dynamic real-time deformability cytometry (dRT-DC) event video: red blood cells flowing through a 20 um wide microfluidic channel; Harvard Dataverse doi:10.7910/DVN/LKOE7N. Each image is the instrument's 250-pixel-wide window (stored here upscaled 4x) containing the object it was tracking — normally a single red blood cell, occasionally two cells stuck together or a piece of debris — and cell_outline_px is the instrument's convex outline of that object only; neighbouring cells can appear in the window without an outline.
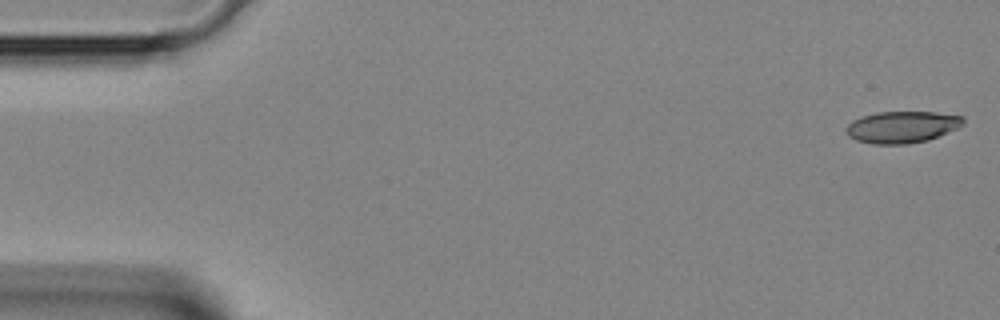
{"species": "Egyptian fruit bat (a non-hibernating species)", "species_latin": "Rousettus aegyptiacus", "temperature_condition": "room temperature", "stored_images_in_passage": 43, "camera_frame_rate_fps": 3000, "um_per_image_px": 0.085, "animal": {"sex": "female"}, "frame": {"image": 1, "passage_image": 1, "time_ms": 0.0, "image_size_px": [1000, 320], "cell_outline_px": [[964, 124], [956, 128], [928, 140], [908, 144], [872, 144], [856, 140], [848, 136], [844, 128], [852, 120], [860, 116], [876, 112], [936, 112], [964, 116]], "centroid_in_image_um": [76.63, 10.79], "position_along_channel_um": 8.4, "area_um2": 21.79}}
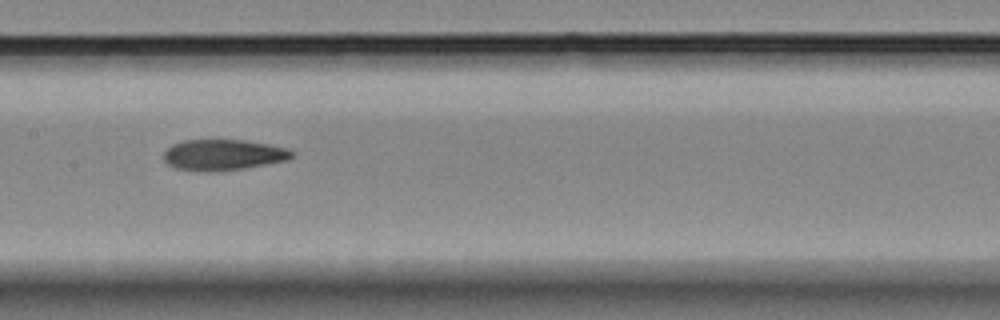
{"frame": {"image": 2, "passage_image": 21, "time_ms": 6.667, "image_size_px": [1000, 320], "cell_outline_px": [[296, 156], [288, 160], [244, 168], [216, 172], [204, 172], [176, 168], [168, 164], [164, 160], [164, 152], [172, 144], [184, 140], [244, 140], [268, 144], [288, 148], [296, 152]], "centroid_in_image_um": [19.01, 13.17], "position_along_channel_um": 188.4, "area_um2": 23.29}}
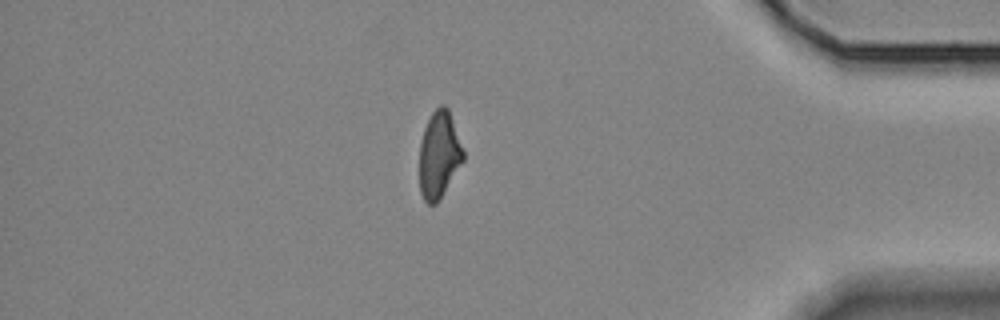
{"frame": {"image": 3, "passage_image": 37, "time_ms": 12.0, "image_size_px": [1000, 320], "cell_outline_px": [[464, 160], [440, 200], [436, 204], [428, 204], [424, 200], [420, 192], [420, 144], [424, 128], [432, 112], [440, 104], [444, 104], [448, 108], [464, 152]], "centroid_in_image_um": [37.32, 13.18], "position_along_channel_um": 397.9, "area_um2": 22.14}}